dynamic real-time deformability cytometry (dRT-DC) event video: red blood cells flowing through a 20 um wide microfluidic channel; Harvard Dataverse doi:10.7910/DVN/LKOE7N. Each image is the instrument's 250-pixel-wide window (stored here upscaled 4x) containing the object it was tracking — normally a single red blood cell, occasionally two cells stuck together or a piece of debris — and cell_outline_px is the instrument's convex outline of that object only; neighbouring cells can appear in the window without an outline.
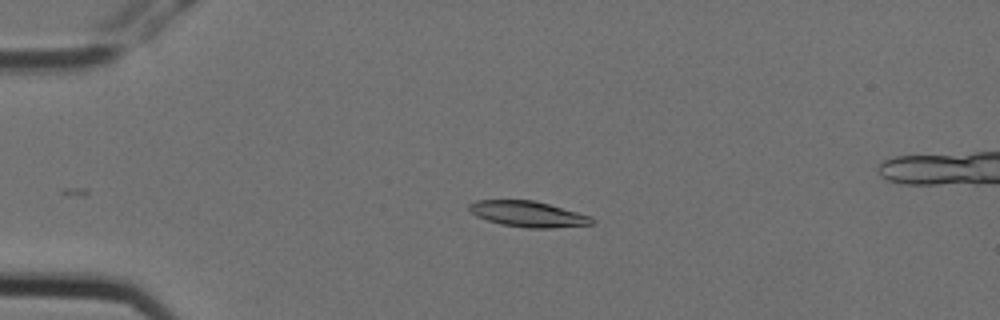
{"species": "Egyptian fruit bat (a non-hibernating species)", "species_latin": "Rousettus aegyptiacus", "temperature_condition": "cold", "stored_images_in_passage": 3, "camera_frame_rate_fps": 3000, "um_per_image_px": 0.085, "animal": {"sex": "female"}, "frame": {"image": 1, "passage_image": 3, "time_ms": 0.667, "image_size_px": [1000, 320], "cell_outline_px": [[596, 224], [552, 228], [528, 228], [500, 224], [476, 216], [468, 208], [468, 204], [476, 200], [536, 200], [592, 216], [596, 220]], "centroid_in_image_um": [44.94, 18.19], "position_along_channel_um": 40.1, "area_um2": 18.67}}